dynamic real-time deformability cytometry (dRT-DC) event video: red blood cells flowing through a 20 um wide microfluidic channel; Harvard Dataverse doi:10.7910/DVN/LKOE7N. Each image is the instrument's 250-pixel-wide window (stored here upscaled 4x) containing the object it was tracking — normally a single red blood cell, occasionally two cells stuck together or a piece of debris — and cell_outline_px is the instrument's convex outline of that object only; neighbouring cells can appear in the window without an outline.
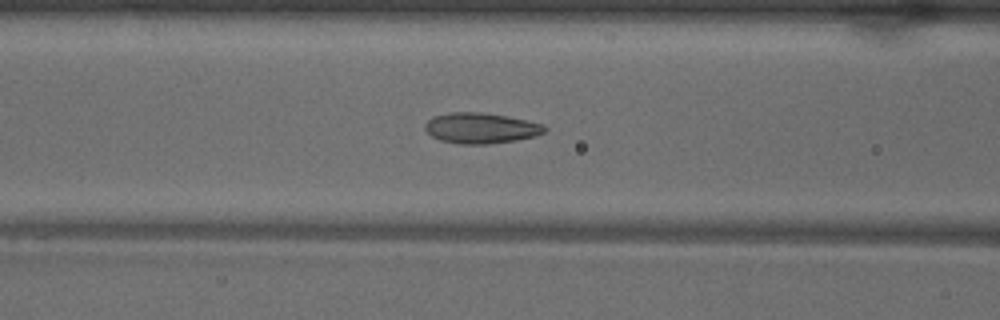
{"species": "common noctule bat (a hibernating species)", "species_latin": "Nyctalus noctula", "temperature_condition": "warm", "stored_images_in_passage": 49, "camera_frame_rate_fps": 3000, "um_per_image_px": 0.085, "animal": {"sex": "male", "body_mass_g": 18.8}, "frame": {"image": 1, "passage_image": 19, "time_ms": 6.0, "image_size_px": [1000, 320], "cell_outline_px": [[548, 128], [544, 132], [536, 136], [516, 140], [488, 144], [460, 144], [440, 140], [432, 136], [424, 128], [424, 124], [432, 116], [448, 112], [480, 112], [508, 116], [544, 124]], "centroid_in_image_um": [40.87, 10.88], "position_along_channel_um": 125.7, "area_um2": 21.5}}
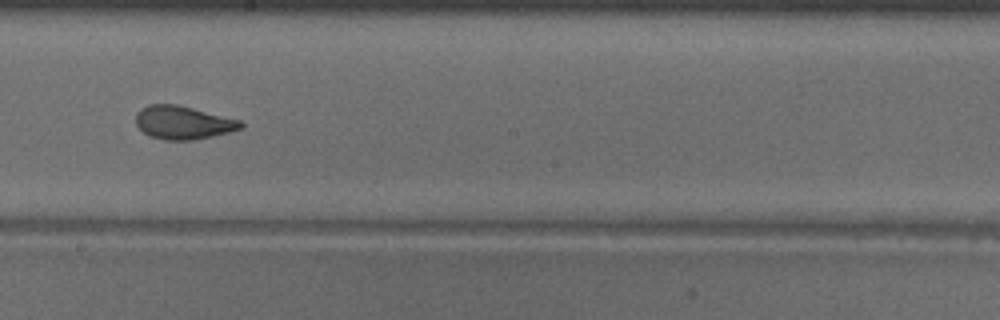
{"frame": {"image": 2, "passage_image": 27, "time_ms": 8.667, "image_size_px": [1000, 320], "cell_outline_px": [[244, 128], [196, 140], [164, 140], [148, 136], [136, 124], [136, 112], [140, 108], [148, 104], [176, 104], [240, 120], [244, 124]], "centroid_in_image_um": [15.54, 10.42], "position_along_channel_um": 232.7, "area_um2": 20.4}}
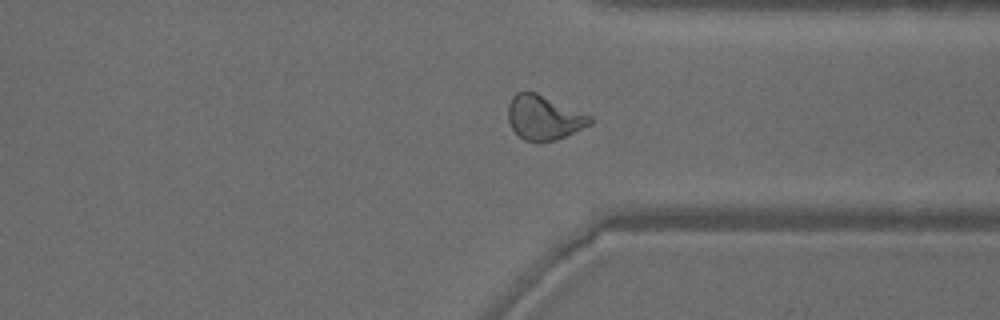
{"frame": {"image": 3, "passage_image": 37, "time_ms": 12.0, "image_size_px": [1000, 320], "cell_outline_px": [[592, 124], [556, 140], [536, 144], [524, 140], [512, 128], [508, 120], [508, 104], [512, 96], [516, 92], [536, 92], [592, 116]], "centroid_in_image_um": [46.22, 10.01], "position_along_channel_um": 365.2, "area_um2": 21.39}, "authors_computed_cell_mechanics": {"area_um2": 21.4438, "velocity_mm_per_s": 4.0121, "shape_relaxation_time_tau1_ms": 4.764, "shape_relaxation_time_tau2_ms": 1.3634, "deformation_change_tau1": 0.1666, "deformation_change_tau2": 0.08}}